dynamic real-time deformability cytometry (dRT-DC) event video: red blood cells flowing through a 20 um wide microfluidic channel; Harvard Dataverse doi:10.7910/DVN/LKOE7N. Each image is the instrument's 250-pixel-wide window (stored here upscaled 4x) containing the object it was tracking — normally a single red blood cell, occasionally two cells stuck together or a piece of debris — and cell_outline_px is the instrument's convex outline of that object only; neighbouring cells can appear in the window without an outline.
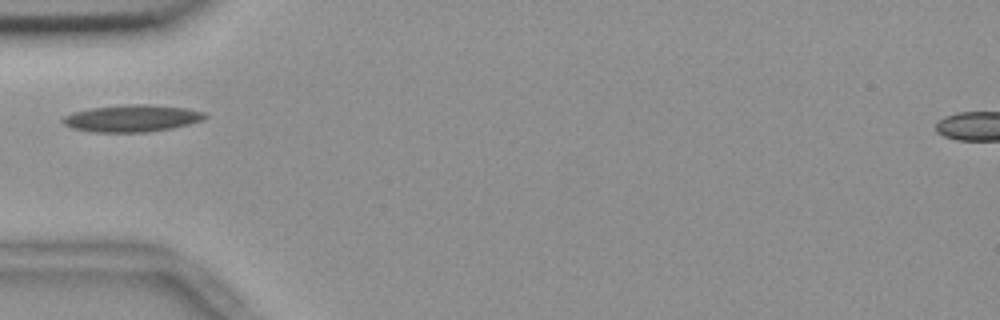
{"species": "common noctule bat (a hibernating species)", "species_latin": "Nyctalus noctula", "temperature_condition": "room temperature", "stored_images_in_passage": 7, "camera_frame_rate_fps": 3000, "um_per_image_px": 0.085, "animal": {"sex": "female", "body_mass_g": 18.4}, "frame": {"image": 1, "passage_image": 2, "time_ms": 0.333, "image_size_px": [1000, 320], "cell_outline_px": [[208, 116], [204, 120], [172, 128], [148, 132], [92, 132], [72, 128], [64, 124], [60, 120], [64, 116], [72, 112], [92, 108], [128, 104], [148, 104], [184, 108], [204, 112]], "centroid_in_image_um": [11.2, 10.06], "position_along_channel_um": 73.8, "area_um2": 22.37}}
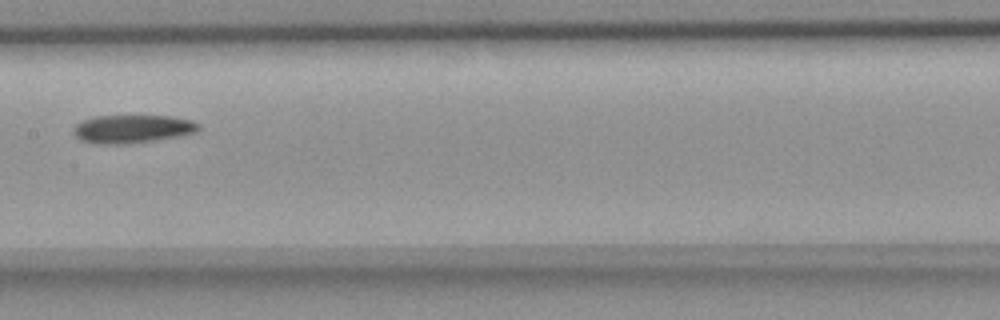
{"frame": {"image": 2, "passage_image": 5, "time_ms": 1.333, "image_size_px": [1000, 320], "cell_outline_px": [[200, 128], [196, 132], [176, 136], [152, 140], [124, 144], [96, 144], [80, 140], [76, 136], [76, 124], [84, 120], [96, 116], [172, 116], [192, 120], [200, 124]], "centroid_in_image_um": [11.28, 10.95], "position_along_channel_um": 196.1, "area_um2": 20.23}}
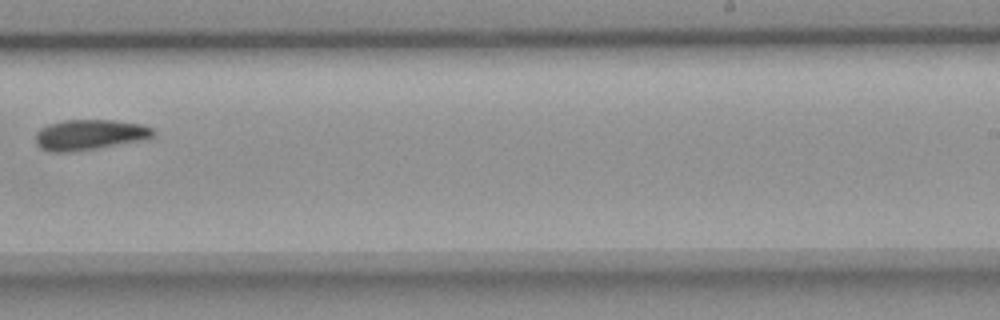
{"frame": {"image": 3, "passage_image": 7, "time_ms": 2.0, "image_size_px": [1000, 320], "cell_outline_px": [[156, 136], [144, 140], [72, 152], [52, 152], [40, 148], [36, 144], [36, 132], [40, 128], [48, 124], [64, 120], [112, 120], [140, 124], [152, 128], [156, 132]], "centroid_in_image_um": [7.62, 11.45], "position_along_channel_um": 281.4, "area_um2": 20.98}}